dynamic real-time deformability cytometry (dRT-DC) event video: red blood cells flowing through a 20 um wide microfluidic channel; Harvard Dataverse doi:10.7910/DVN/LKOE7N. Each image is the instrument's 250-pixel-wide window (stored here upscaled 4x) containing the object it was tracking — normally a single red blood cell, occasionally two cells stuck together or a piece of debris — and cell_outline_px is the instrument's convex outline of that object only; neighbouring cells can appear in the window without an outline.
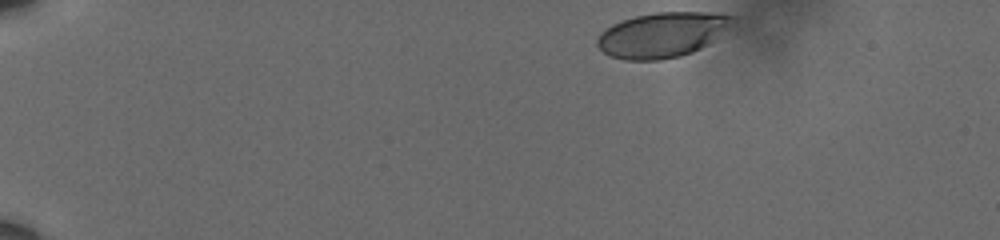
{"species": "human", "species_latin": "Homo sapiens", "temperature_condition": "cold", "stored_images_in_passage": 43, "camera_frame_rate_fps": 3000, "um_per_image_px": 0.085, "donor": {"sex": "male"}, "frame": {"image": 1, "passage_image": 1, "time_ms": 0.0, "image_size_px": [1000, 240], "cell_outline_px": [[736, 16], [732, 24], [708, 44], [692, 52], [680, 56], [660, 60], [624, 60], [612, 56], [604, 52], [596, 44], [596, 40], [600, 32], [612, 24], [620, 20], [636, 16], [656, 12], [712, 12]], "centroid_in_image_um": [56.27, 2.95], "position_along_channel_um": 28.7, "area_um2": 35.49}}
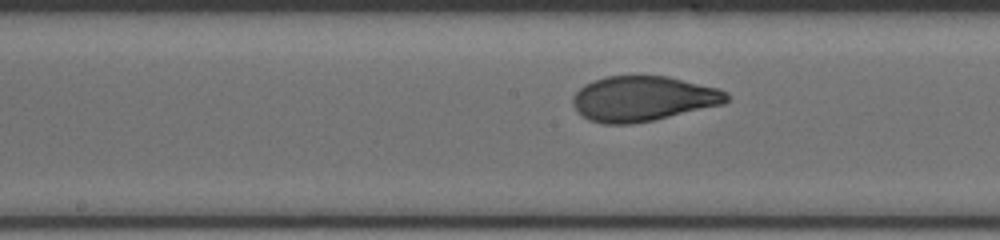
{"frame": {"image": 2, "passage_image": 24, "time_ms": 7.667, "image_size_px": [1000, 240], "cell_outline_px": [[728, 100], [724, 104], [652, 120], [632, 124], [604, 124], [588, 120], [576, 112], [572, 104], [572, 96], [584, 84], [592, 80], [604, 76], [668, 76], [720, 88], [728, 92]], "centroid_in_image_um": [54.63, 8.38], "position_along_channel_um": 193.6, "area_um2": 40.75}}
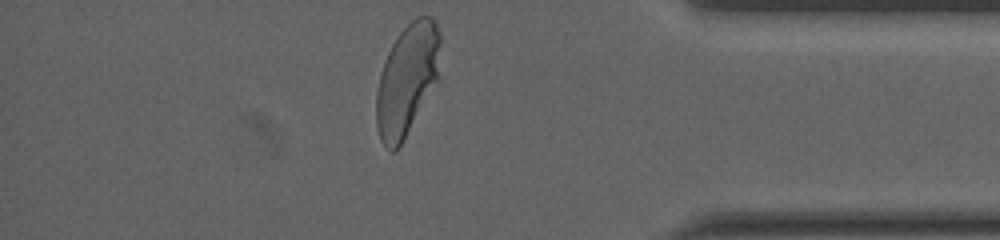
{"frame": {"image": 3, "passage_image": 43, "time_ms": 14.0, "image_size_px": [1000, 240], "cell_outline_px": [[440, 80], [400, 144], [392, 152], [380, 140], [376, 128], [376, 92], [380, 72], [384, 60], [396, 36], [416, 16], [432, 16], [436, 20], [440, 32]], "centroid_in_image_um": [34.63, 6.73], "position_along_channel_um": 400.6, "area_um2": 42.14}, "authors_computed_cell_mechanics": {"area_um2": 40.5178, "velocity_mm_per_s": 3.5884, "shape_relaxation_time_tau1_ms": 3.3696, "shape_relaxation_time_tau2_ms": null, "deformation_change_tau1": 0.1731, "deformation_change_tau2": null}}